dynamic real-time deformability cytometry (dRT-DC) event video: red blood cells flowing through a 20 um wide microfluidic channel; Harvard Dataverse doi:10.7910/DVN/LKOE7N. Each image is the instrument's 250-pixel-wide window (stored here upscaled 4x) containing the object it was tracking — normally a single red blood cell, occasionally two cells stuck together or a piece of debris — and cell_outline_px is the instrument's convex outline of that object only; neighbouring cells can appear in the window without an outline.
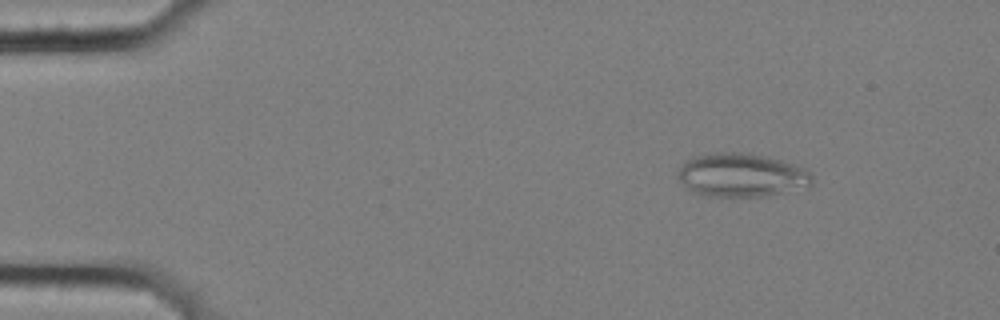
{"species": "common noctule bat (a hibernating species)", "species_latin": "Nyctalus noctula", "temperature_condition": "cold", "stored_images_in_passage": 57, "camera_frame_rate_fps": 3000, "um_per_image_px": 0.085, "animal": {"sex": "female", "body_mass_g": 25.1}, "frame": {"image": 1, "passage_image": 8, "time_ms": 2.333, "image_size_px": [1000, 320], "cell_outline_px": [[812, 184], [808, 188], [760, 196], [712, 196], [696, 192], [688, 188], [676, 176], [676, 172], [680, 164], [692, 156], [716, 152], [748, 152], [780, 160], [804, 168], [812, 172]], "centroid_in_image_um": [63.02, 14.86], "position_along_channel_um": 22.0, "area_um2": 34.22}}
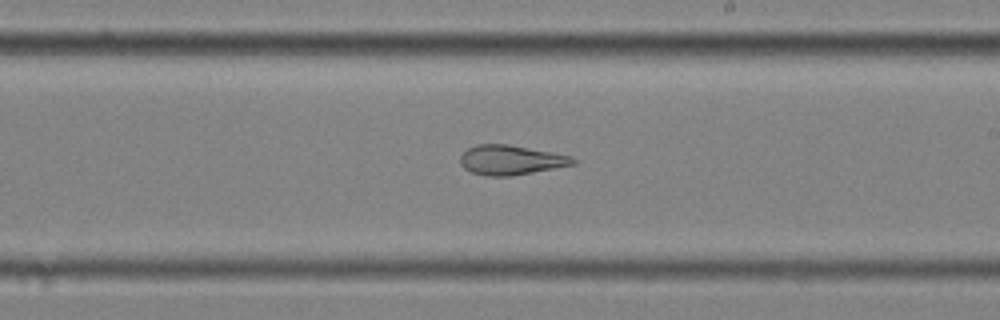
{"frame": {"image": 2, "passage_image": 34, "time_ms": 11.0, "image_size_px": [1000, 320], "cell_outline_px": [[580, 160], [576, 164], [532, 172], [508, 176], [488, 176], [472, 172], [464, 168], [460, 164], [460, 156], [468, 148], [476, 144], [508, 144], [552, 152], [572, 156]], "centroid_in_image_um": [43.44, 13.59], "position_along_channel_um": 245.6, "area_um2": 19.48}}
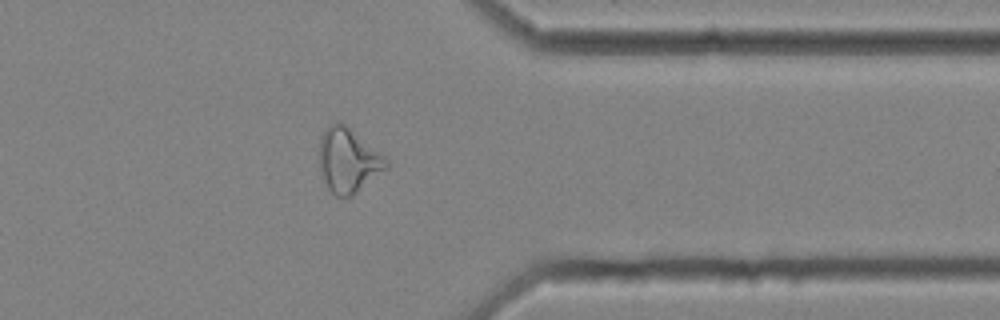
{"frame": {"image": 3, "passage_image": 46, "time_ms": 15.0, "image_size_px": [1000, 320], "cell_outline_px": [[388, 168], [352, 196], [336, 196], [328, 188], [320, 164], [320, 136], [324, 128], [340, 120], [384, 156], [388, 160]], "centroid_in_image_um": [29.61, 13.61], "position_along_channel_um": 381.8, "area_um2": 24.68}, "authors_computed_cell_mechanics": {"area_um2": 26.4146, "velocity_mm_per_s": 3.5795, "shape_relaxation_time_tau1_ms": null, "shape_relaxation_time_tau2_ms": 2.455, "deformation_change_tau1": null, "deformation_change_tau2": 0.1155}}